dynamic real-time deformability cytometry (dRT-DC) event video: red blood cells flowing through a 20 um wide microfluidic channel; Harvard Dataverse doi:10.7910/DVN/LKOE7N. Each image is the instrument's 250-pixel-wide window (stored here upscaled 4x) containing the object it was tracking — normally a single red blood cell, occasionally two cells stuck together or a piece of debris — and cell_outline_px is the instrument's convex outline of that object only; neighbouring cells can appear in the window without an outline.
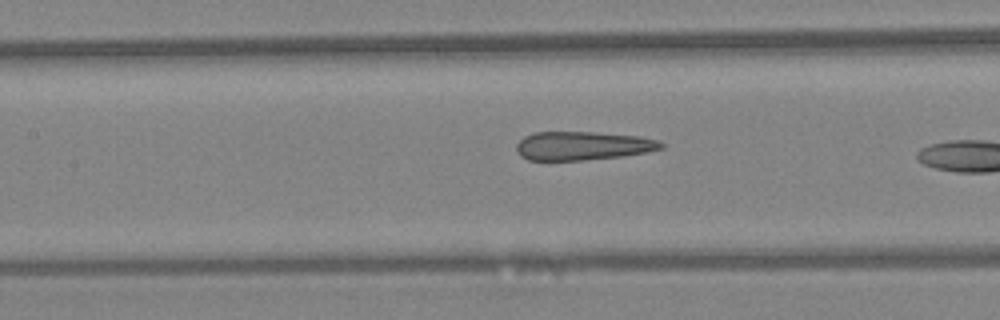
{"species": "Egyptian fruit bat (a non-hibernating species)", "species_latin": "Rousettus aegyptiacus", "temperature_condition": "warm", "stored_images_in_passage": 25, "camera_frame_rate_fps": 3000, "um_per_image_px": 0.085, "animal": {"sex": "female"}, "frame": {"image": 1, "passage_image": 8, "time_ms": 2.333, "image_size_px": [1000, 320], "cell_outline_px": [[664, 148], [624, 156], [584, 160], [528, 160], [520, 156], [516, 152], [516, 144], [524, 136], [536, 132], [596, 132], [640, 136], [660, 140], [664, 144]], "centroid_in_image_um": [49.53, 12.39], "position_along_channel_um": 157.9, "area_um2": 24.33}}
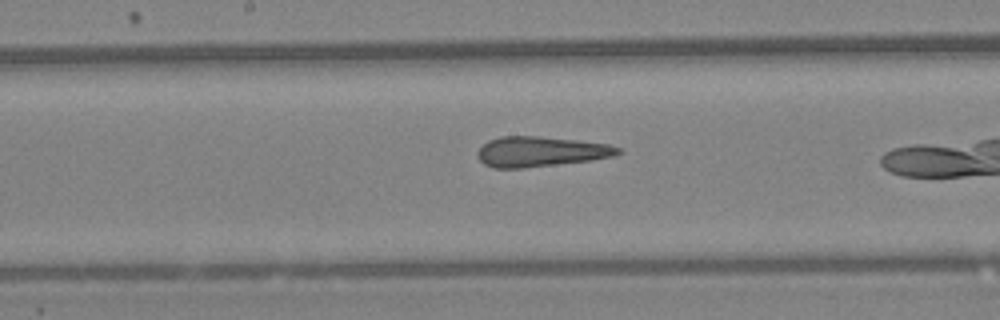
{"frame": {"image": 2, "passage_image": 11, "time_ms": 3.333, "image_size_px": [1000, 320], "cell_outline_px": [[624, 152], [616, 156], [592, 160], [524, 168], [492, 168], [484, 164], [476, 156], [476, 152], [488, 140], [500, 136], [536, 136], [576, 140], [608, 144], [620, 148]], "centroid_in_image_um": [45.95, 12.89], "position_along_channel_um": 202.2, "area_um2": 24.85}}
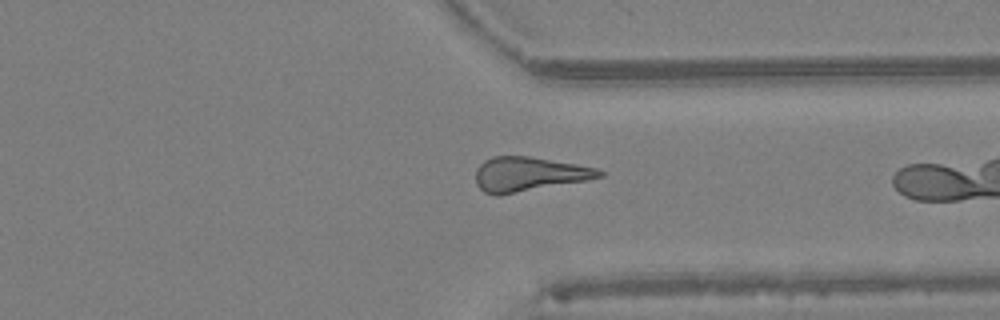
{"frame": {"image": 3, "passage_image": 22, "time_ms": 7.0, "image_size_px": [1000, 320], "cell_outline_px": [[604, 176], [588, 180], [500, 196], [496, 196], [484, 192], [476, 184], [476, 168], [484, 160], [492, 156], [528, 156], [576, 164], [596, 168], [604, 172]], "centroid_in_image_um": [44.93, 14.82], "position_along_channel_um": 366.5, "area_um2": 24.97}}